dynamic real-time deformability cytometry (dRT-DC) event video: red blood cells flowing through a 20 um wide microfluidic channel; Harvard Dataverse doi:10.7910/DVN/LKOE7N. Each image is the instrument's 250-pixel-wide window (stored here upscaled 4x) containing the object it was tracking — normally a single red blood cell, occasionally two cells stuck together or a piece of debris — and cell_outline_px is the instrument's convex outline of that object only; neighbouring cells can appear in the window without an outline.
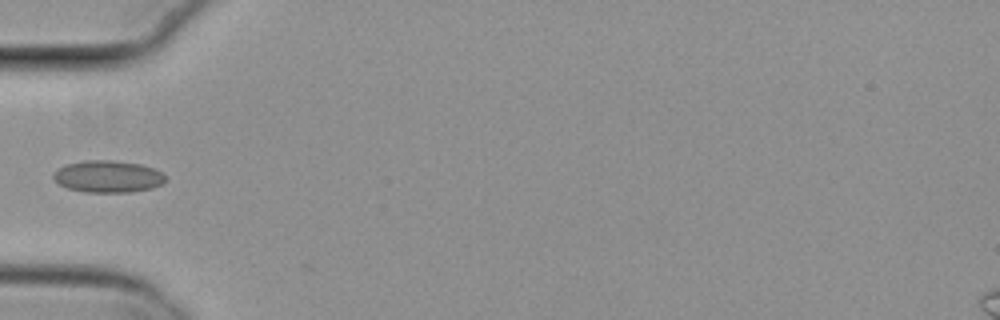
{"species": "common noctule bat (a hibernating species)", "species_latin": "Nyctalus noctula", "temperature_condition": "cold", "stored_images_in_passage": 36, "camera_frame_rate_fps": 3000, "um_per_image_px": 0.085, "animal": {"sex": "female", "body_mass_g": 29.2, "forearm_length_mm": 56.3}, "frame": {"image": 1, "passage_image": 1, "time_ms": 0.0, "image_size_px": [1000, 320], "cell_outline_px": [[168, 176], [164, 184], [152, 188], [132, 192], [84, 192], [68, 188], [60, 184], [52, 176], [60, 168], [68, 164], [84, 160], [112, 160], [140, 164], [152, 168]], "centroid_in_image_um": [9.23, 15.01], "position_along_channel_um": 75.8, "area_um2": 20.81}}
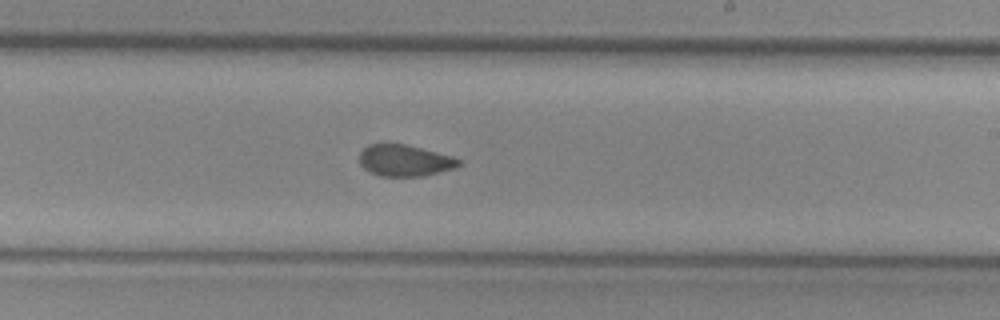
{"frame": {"image": 2, "passage_image": 15, "time_ms": 4.667, "image_size_px": [1000, 320], "cell_outline_px": [[460, 164], [456, 168], [424, 176], [380, 176], [368, 172], [360, 164], [360, 152], [368, 144], [404, 144], [452, 156], [460, 160]], "centroid_in_image_um": [34.39, 13.66], "position_along_channel_um": 254.6, "area_um2": 18.15}}
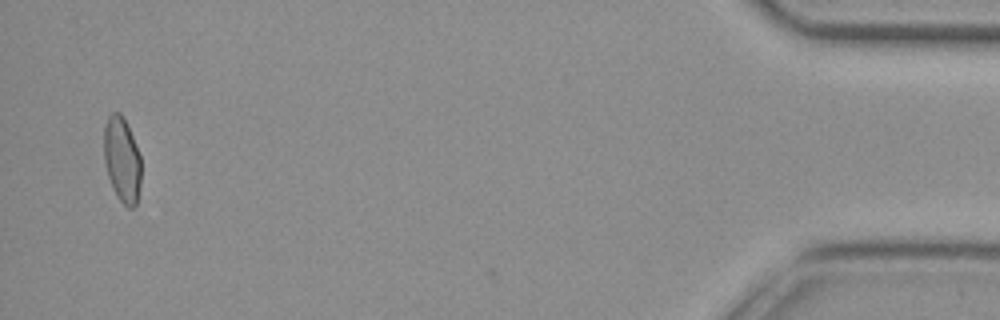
{"frame": {"image": 3, "passage_image": 35, "time_ms": 11.333, "image_size_px": [1000, 320], "cell_outline_px": [[140, 184], [136, 204], [132, 208], [128, 208], [116, 196], [112, 188], [104, 164], [104, 124], [108, 116], [112, 112], [120, 112], [132, 136], [140, 156]], "centroid_in_image_um": [10.34, 13.58], "position_along_channel_um": 424.9, "area_um2": 18.38}}